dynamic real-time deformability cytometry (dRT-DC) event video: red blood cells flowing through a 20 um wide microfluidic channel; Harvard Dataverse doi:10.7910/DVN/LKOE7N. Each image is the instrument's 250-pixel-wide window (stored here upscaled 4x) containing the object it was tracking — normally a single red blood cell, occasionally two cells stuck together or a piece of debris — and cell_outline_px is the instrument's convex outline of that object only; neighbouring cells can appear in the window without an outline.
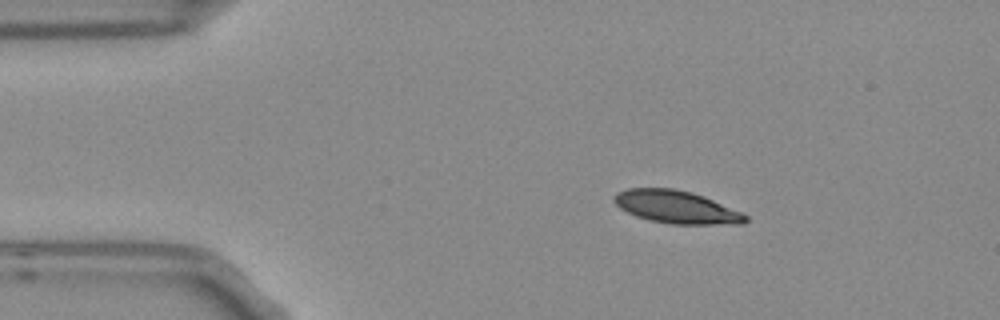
{"species": "Egyptian fruit bat (a non-hibernating species)", "species_latin": "Rousettus aegyptiacus", "temperature_condition": "room temperature", "stored_images_in_passage": 8, "camera_frame_rate_fps": 3000, "um_per_image_px": 0.085, "frame": {"image": 1, "passage_image": 2, "time_ms": 0.333, "image_size_px": [1000, 320], "cell_outline_px": [[748, 220], [744, 224], [672, 224], [652, 220], [636, 216], [620, 208], [612, 200], [616, 192], [628, 188], [676, 188], [692, 192], [704, 196], [744, 212], [748, 216]], "centroid_in_image_um": [57.54, 17.59], "position_along_channel_um": 27.5, "area_um2": 25.26}}
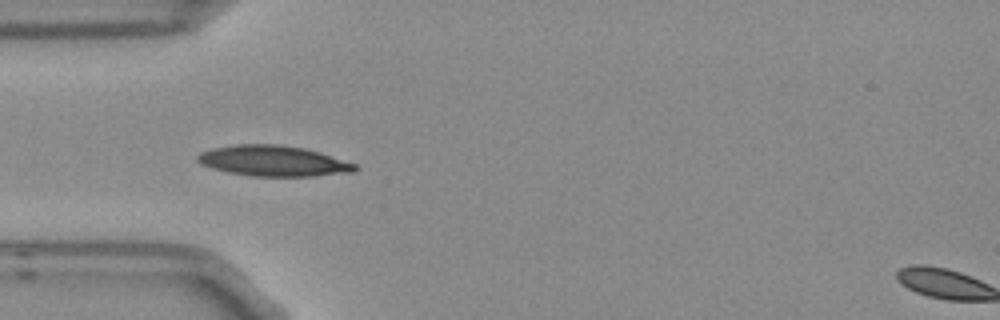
{"frame": {"image": 2, "passage_image": 4, "time_ms": 1.0, "image_size_px": [1000, 320], "cell_outline_px": [[360, 168], [352, 172], [316, 176], [252, 176], [228, 172], [212, 168], [200, 164], [196, 160], [196, 156], [200, 152], [212, 148], [236, 144], [276, 144], [304, 148], [320, 152], [356, 164]], "centroid_in_image_um": [23.22, 13.68], "position_along_channel_um": 61.8, "area_um2": 28.21}}
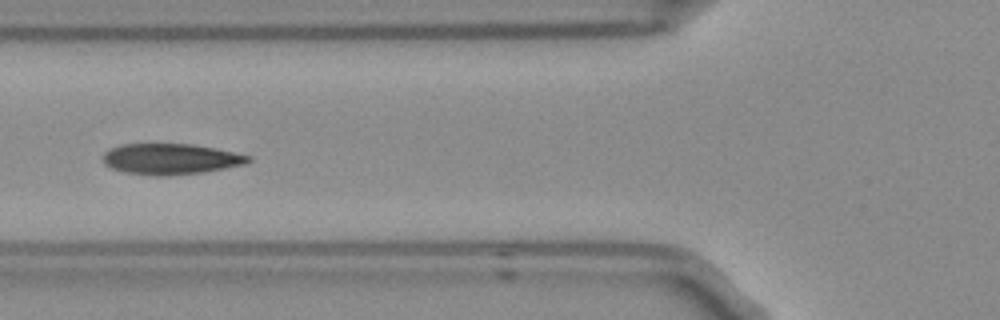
{"frame": {"image": 3, "passage_image": 5, "time_ms": 1.333, "image_size_px": [1000, 320], "cell_outline_px": [[252, 160], [244, 164], [204, 172], [168, 176], [156, 176], [128, 172], [112, 168], [104, 164], [104, 152], [120, 144], [188, 144], [212, 148], [252, 156]], "centroid_in_image_um": [14.5, 13.52], "position_along_channel_um": 111.3, "area_um2": 25.78}}